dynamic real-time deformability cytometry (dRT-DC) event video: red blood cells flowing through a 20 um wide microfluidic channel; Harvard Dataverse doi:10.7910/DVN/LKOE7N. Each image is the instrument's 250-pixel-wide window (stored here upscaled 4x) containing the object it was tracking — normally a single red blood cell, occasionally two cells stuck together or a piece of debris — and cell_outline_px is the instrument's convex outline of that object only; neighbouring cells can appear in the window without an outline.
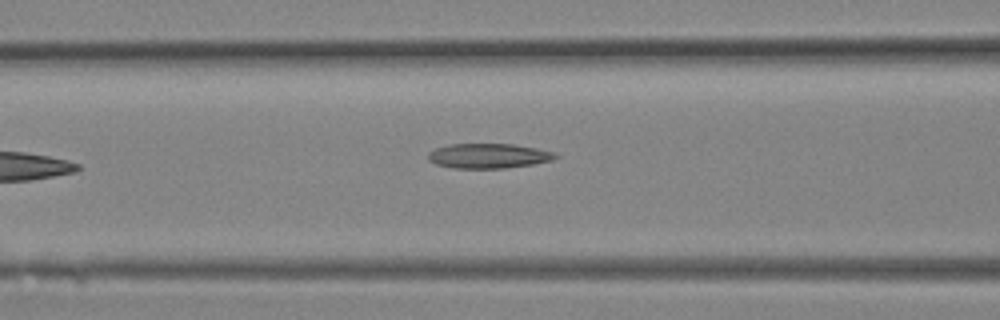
{"species": "Egyptian fruit bat (a non-hibernating species)", "species_latin": "Rousettus aegyptiacus", "temperature_condition": "room temperature", "stored_images_in_passage": 13, "camera_frame_rate_fps": 3000, "um_per_image_px": 0.085, "animal": {"sex": "female"}, "frame": {"image": 1, "passage_image": 13, "time_ms": 4.0, "image_size_px": [1000, 320], "cell_outline_px": [[560, 156], [552, 160], [532, 164], [504, 168], [452, 168], [436, 164], [428, 160], [428, 152], [436, 148], [448, 144], [512, 144], [536, 148], [556, 152]], "centroid_in_image_um": [41.52, 13.25], "position_along_channel_um": 125.1, "area_um2": 18.44}}